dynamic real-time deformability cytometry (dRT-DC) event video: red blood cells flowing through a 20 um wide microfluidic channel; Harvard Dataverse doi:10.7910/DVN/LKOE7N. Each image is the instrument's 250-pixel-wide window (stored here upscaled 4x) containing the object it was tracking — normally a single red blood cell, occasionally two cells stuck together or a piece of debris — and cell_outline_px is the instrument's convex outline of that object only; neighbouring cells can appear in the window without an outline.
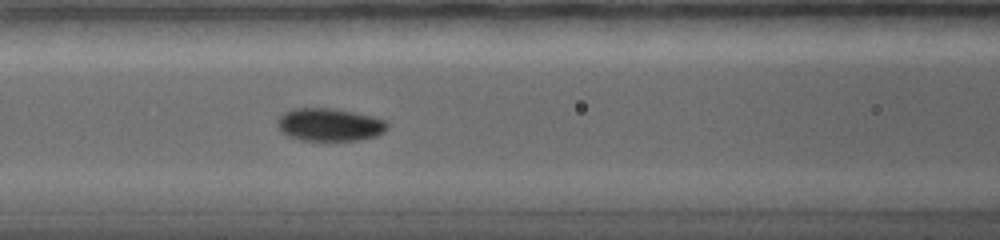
{"species": "common noctule bat (a hibernating species)", "species_latin": "Nyctalus noctula", "temperature_condition": "warm", "stored_images_in_passage": 8, "camera_frame_rate_fps": 5000, "um_per_image_px": 0.085, "animal": {"sex": "female", "body_mass_g": 19.0, "forearm_length_mm": 56.7}, "frame": {"image": 1, "passage_image": 7, "time_ms": 5.6, "image_size_px": [1000, 240], "cell_outline_px": [[388, 128], [384, 132], [376, 136], [360, 140], [300, 140], [288, 136], [280, 132], [276, 124], [276, 120], [284, 112], [292, 108], [332, 108], [372, 116], [384, 120], [388, 124]], "centroid_in_image_um": [27.97, 10.6], "position_along_channel_um": 138.6, "area_um2": 21.15}}
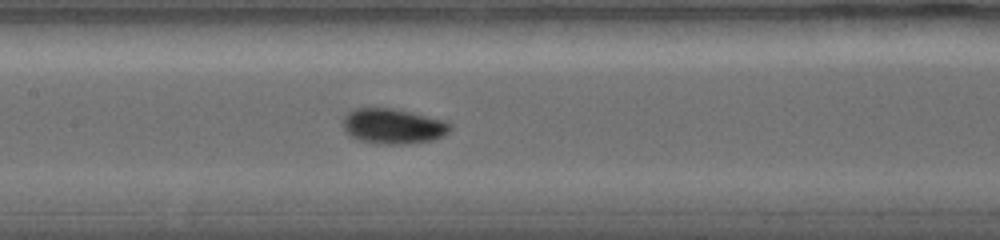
{"frame": {"image": 2, "passage_image": 8, "time_ms": 6.6, "image_size_px": [1000, 240], "cell_outline_px": [[452, 128], [444, 136], [432, 140], [404, 144], [380, 144], [360, 140], [348, 136], [344, 132], [344, 116], [348, 112], [356, 108], [392, 108], [444, 120], [452, 124]], "centroid_in_image_um": [33.41, 10.73], "position_along_channel_um": 174.0, "area_um2": 22.02}}